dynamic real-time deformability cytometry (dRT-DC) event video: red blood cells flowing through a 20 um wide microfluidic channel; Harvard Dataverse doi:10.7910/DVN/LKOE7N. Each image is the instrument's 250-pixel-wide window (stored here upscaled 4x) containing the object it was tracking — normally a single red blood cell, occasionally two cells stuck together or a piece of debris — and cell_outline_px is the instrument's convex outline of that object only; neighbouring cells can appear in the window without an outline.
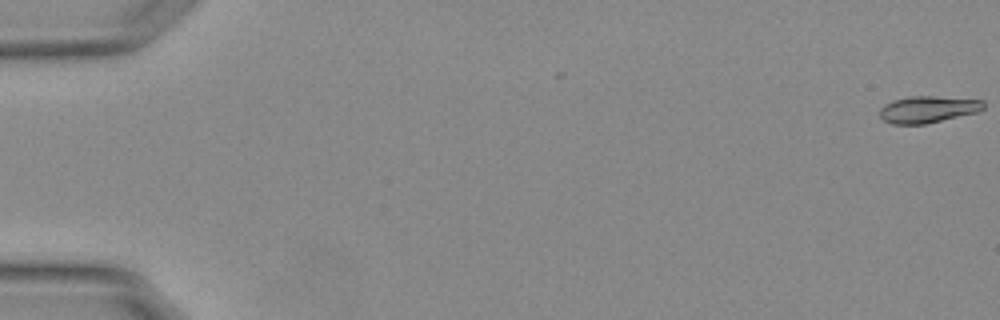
{"species": "Egyptian fruit bat (a non-hibernating species)", "species_latin": "Rousettus aegyptiacus", "temperature_condition": "warm", "stored_images_in_passage": 7, "camera_frame_rate_fps": 3000, "um_per_image_px": 0.085, "animal": {"sex": "female"}, "frame": {"image": 1, "passage_image": 1, "time_ms": 0.0, "image_size_px": [1000, 320], "cell_outline_px": [[984, 108], [976, 112], [924, 124], [892, 124], [884, 120], [880, 116], [880, 108], [884, 104], [896, 100], [912, 96], [932, 96], [984, 100]], "centroid_in_image_um": [78.86, 9.29], "position_along_channel_um": 6.1, "area_um2": 15.9}}